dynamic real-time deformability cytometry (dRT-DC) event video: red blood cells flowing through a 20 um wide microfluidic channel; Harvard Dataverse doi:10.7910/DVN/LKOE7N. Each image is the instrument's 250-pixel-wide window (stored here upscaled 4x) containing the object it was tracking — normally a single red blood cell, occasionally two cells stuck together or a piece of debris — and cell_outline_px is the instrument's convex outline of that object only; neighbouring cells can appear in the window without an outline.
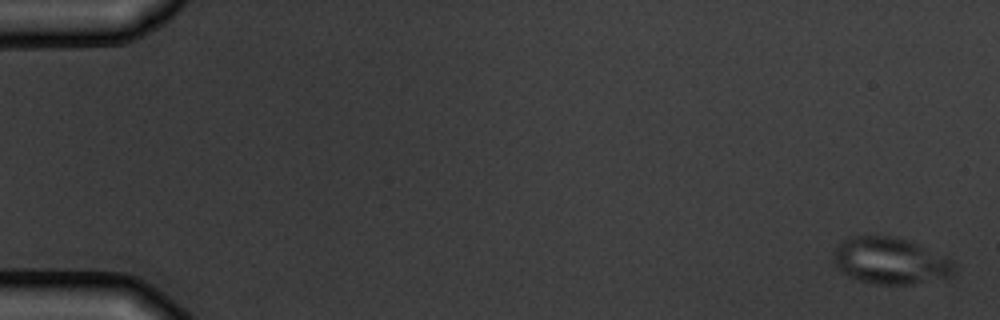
{"species": "common noctule bat (a hibernating species)", "species_latin": "Nyctalus noctula", "temperature_condition": "warm", "stored_images_in_passage": 6, "camera_frame_rate_fps": 3000, "um_per_image_px": 0.085, "animal": {"sex": "male", "body_mass_g": 19.5, "forearm_length_mm": 54.6}, "frame": {"image": 1, "passage_image": 1, "time_ms": 0.0, "image_size_px": [1000, 320], "cell_outline_px": [[956, 272], [952, 276], [912, 284], [872, 284], [848, 276], [840, 272], [832, 260], [832, 256], [836, 248], [848, 236], [892, 236], [908, 240], [952, 260], [956, 264]], "centroid_in_image_um": [75.66, 22.18], "position_along_channel_um": 9.3, "area_um2": 32.83}}